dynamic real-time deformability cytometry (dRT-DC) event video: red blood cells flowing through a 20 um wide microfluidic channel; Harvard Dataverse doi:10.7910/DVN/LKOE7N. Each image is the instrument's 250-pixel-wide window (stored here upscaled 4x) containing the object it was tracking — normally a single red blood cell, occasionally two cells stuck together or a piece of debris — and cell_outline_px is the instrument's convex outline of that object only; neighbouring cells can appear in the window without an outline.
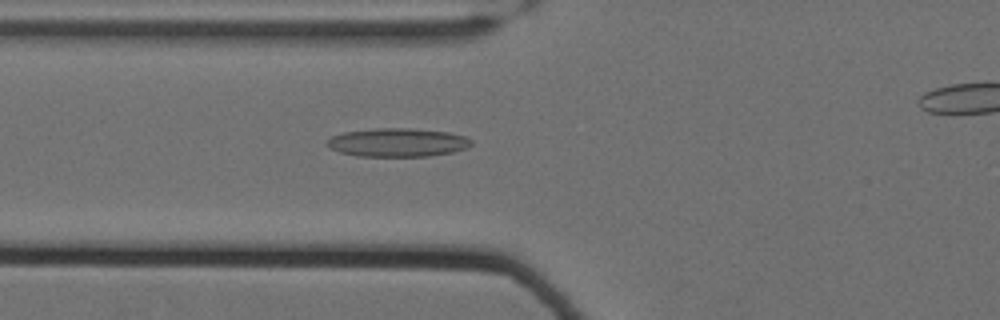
{"species": "Egyptian fruit bat (a non-hibernating species)", "species_latin": "Rousettus aegyptiacus", "temperature_condition": "cold", "stored_images_in_passage": 57, "camera_frame_rate_fps": 3000, "um_per_image_px": 0.085, "animal": {"sex": "female"}, "frame": {"image": 1, "passage_image": 26, "time_ms": 8.333, "image_size_px": [1000, 320], "cell_outline_px": [[472, 144], [468, 148], [452, 152], [428, 156], [356, 156], [340, 152], [328, 148], [324, 144], [332, 136], [344, 132], [376, 128], [408, 128], [448, 132], [464, 136], [472, 140]], "centroid_in_image_um": [33.77, 12.11], "position_along_channel_um": 92.0, "area_um2": 24.04}}
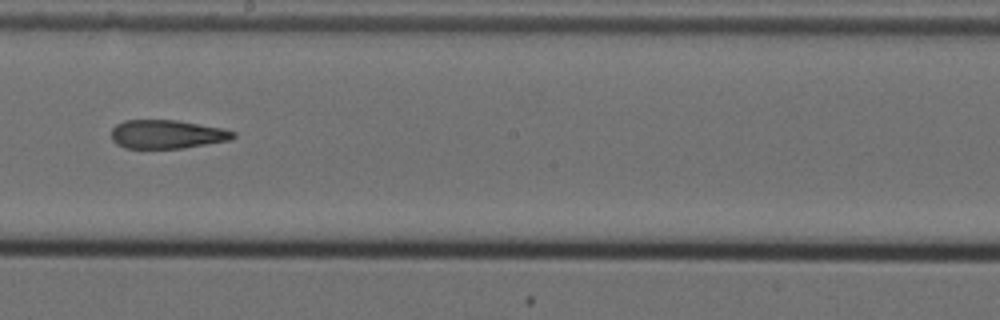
{"frame": {"image": 2, "passage_image": 38, "time_ms": 12.333, "image_size_px": [1000, 320], "cell_outline_px": [[236, 136], [232, 140], [184, 148], [124, 148], [116, 144], [112, 140], [112, 128], [116, 124], [124, 120], [176, 120], [220, 128], [236, 132]], "centroid_in_image_um": [14.19, 11.42], "position_along_channel_um": 234.0, "area_um2": 20.4}}
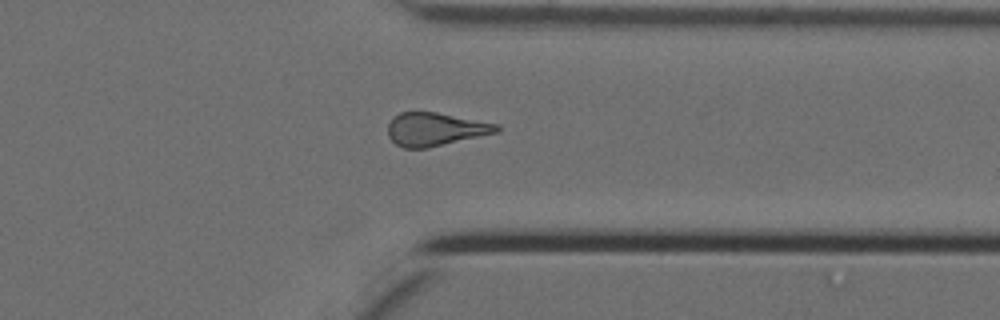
{"frame": {"image": 3, "passage_image": 50, "time_ms": 16.333, "image_size_px": [1000, 320], "cell_outline_px": [[500, 132], [428, 148], [404, 148], [396, 144], [388, 136], [388, 124], [392, 116], [400, 112], [436, 112], [500, 124]], "centroid_in_image_um": [37.01, 10.98], "position_along_channel_um": 374.4, "area_um2": 21.27}}